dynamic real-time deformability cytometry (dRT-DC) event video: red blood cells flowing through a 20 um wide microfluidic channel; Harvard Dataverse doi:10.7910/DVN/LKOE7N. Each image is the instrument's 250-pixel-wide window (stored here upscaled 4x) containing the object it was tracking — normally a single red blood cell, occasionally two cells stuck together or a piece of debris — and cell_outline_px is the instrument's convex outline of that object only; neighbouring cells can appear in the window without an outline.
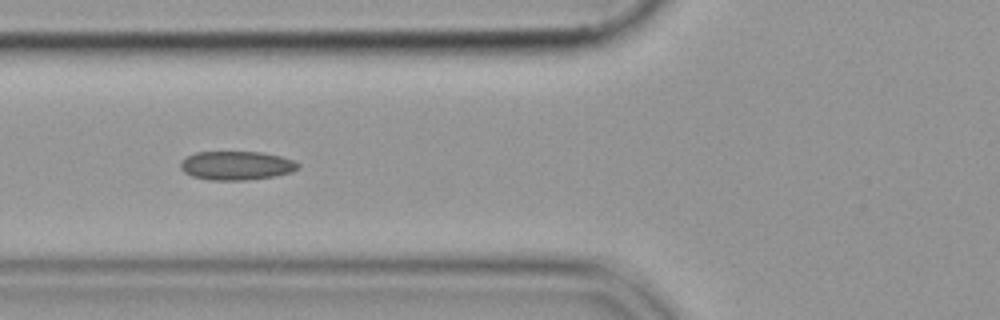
{"species": "common noctule bat (a hibernating species)", "species_latin": "Nyctalus noctula", "temperature_condition": "cold", "stored_images_in_passage": 37, "camera_frame_rate_fps": 3000, "um_per_image_px": 0.085, "animal": {"sex": "female", "body_mass_g": 19.9}, "frame": {"image": 1, "passage_image": 6, "time_ms": 1.667, "image_size_px": [1000, 320], "cell_outline_px": [[300, 168], [292, 172], [276, 176], [248, 180], [208, 180], [192, 176], [184, 172], [180, 168], [180, 164], [188, 156], [196, 152], [260, 152], [280, 156], [292, 160], [300, 164]], "centroid_in_image_um": [20.12, 14.08], "position_along_channel_um": 105.7, "area_um2": 19.77}}
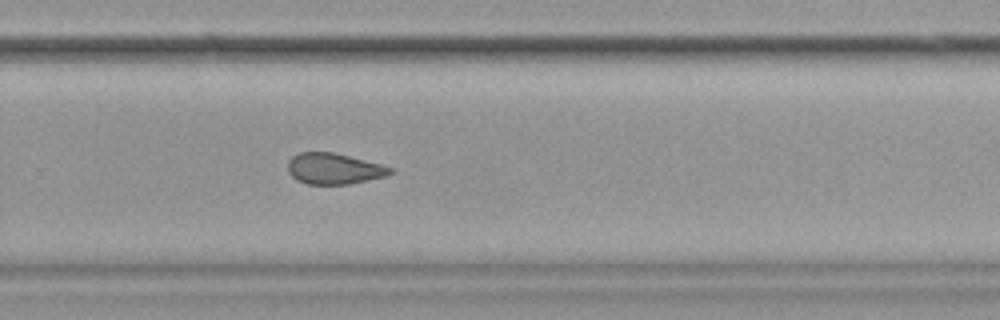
{"frame": {"image": 2, "passage_image": 22, "time_ms": 7.0, "image_size_px": [1000, 320], "cell_outline_px": [[392, 172], [388, 176], [348, 184], [308, 184], [296, 180], [288, 172], [288, 160], [292, 156], [300, 152], [332, 152], [380, 164], [392, 168]], "centroid_in_image_um": [28.36, 14.34], "position_along_channel_um": 301.4, "area_um2": 18.38}}